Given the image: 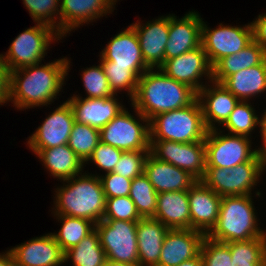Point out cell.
Segmentation results:
<instances>
[{
    "label": "cell",
    "mask_w": 266,
    "mask_h": 266,
    "mask_svg": "<svg viewBox=\"0 0 266 266\" xmlns=\"http://www.w3.org/2000/svg\"><path fill=\"white\" fill-rule=\"evenodd\" d=\"M70 63L63 57L10 71L9 102L21 111L52 104L66 84Z\"/></svg>",
    "instance_id": "cell-1"
},
{
    "label": "cell",
    "mask_w": 266,
    "mask_h": 266,
    "mask_svg": "<svg viewBox=\"0 0 266 266\" xmlns=\"http://www.w3.org/2000/svg\"><path fill=\"white\" fill-rule=\"evenodd\" d=\"M196 99L197 92L193 88L155 68L146 70L139 77L130 106L150 120L158 114L187 107Z\"/></svg>",
    "instance_id": "cell-2"
},
{
    "label": "cell",
    "mask_w": 266,
    "mask_h": 266,
    "mask_svg": "<svg viewBox=\"0 0 266 266\" xmlns=\"http://www.w3.org/2000/svg\"><path fill=\"white\" fill-rule=\"evenodd\" d=\"M61 182L63 185L54 190L53 215L84 218L95 225L103 220L106 197L98 175L85 171Z\"/></svg>",
    "instance_id": "cell-3"
},
{
    "label": "cell",
    "mask_w": 266,
    "mask_h": 266,
    "mask_svg": "<svg viewBox=\"0 0 266 266\" xmlns=\"http://www.w3.org/2000/svg\"><path fill=\"white\" fill-rule=\"evenodd\" d=\"M261 195L223 196L216 225L207 235L211 240L228 243L266 238L258 225L253 197Z\"/></svg>",
    "instance_id": "cell-4"
},
{
    "label": "cell",
    "mask_w": 266,
    "mask_h": 266,
    "mask_svg": "<svg viewBox=\"0 0 266 266\" xmlns=\"http://www.w3.org/2000/svg\"><path fill=\"white\" fill-rule=\"evenodd\" d=\"M150 140L180 143L204 141L208 132L198 99L187 107L156 115L149 120Z\"/></svg>",
    "instance_id": "cell-5"
},
{
    "label": "cell",
    "mask_w": 266,
    "mask_h": 266,
    "mask_svg": "<svg viewBox=\"0 0 266 266\" xmlns=\"http://www.w3.org/2000/svg\"><path fill=\"white\" fill-rule=\"evenodd\" d=\"M261 177V155L257 153L250 161L232 168L206 167L201 181L221 197L253 195V193L261 195L259 190L254 192Z\"/></svg>",
    "instance_id": "cell-6"
},
{
    "label": "cell",
    "mask_w": 266,
    "mask_h": 266,
    "mask_svg": "<svg viewBox=\"0 0 266 266\" xmlns=\"http://www.w3.org/2000/svg\"><path fill=\"white\" fill-rule=\"evenodd\" d=\"M62 38L50 25L36 22L12 41L9 50L3 55L6 66L13 71L41 63L51 43Z\"/></svg>",
    "instance_id": "cell-7"
},
{
    "label": "cell",
    "mask_w": 266,
    "mask_h": 266,
    "mask_svg": "<svg viewBox=\"0 0 266 266\" xmlns=\"http://www.w3.org/2000/svg\"><path fill=\"white\" fill-rule=\"evenodd\" d=\"M133 109L135 116L125 107L100 130L102 143L124 152L150 151L149 120L136 108L133 107Z\"/></svg>",
    "instance_id": "cell-8"
},
{
    "label": "cell",
    "mask_w": 266,
    "mask_h": 266,
    "mask_svg": "<svg viewBox=\"0 0 266 266\" xmlns=\"http://www.w3.org/2000/svg\"><path fill=\"white\" fill-rule=\"evenodd\" d=\"M251 141L250 137L228 134L220 128L208 130L204 140L206 167L232 168L250 161L258 153Z\"/></svg>",
    "instance_id": "cell-9"
},
{
    "label": "cell",
    "mask_w": 266,
    "mask_h": 266,
    "mask_svg": "<svg viewBox=\"0 0 266 266\" xmlns=\"http://www.w3.org/2000/svg\"><path fill=\"white\" fill-rule=\"evenodd\" d=\"M137 223L125 220H101L95 225L107 260L139 265Z\"/></svg>",
    "instance_id": "cell-10"
},
{
    "label": "cell",
    "mask_w": 266,
    "mask_h": 266,
    "mask_svg": "<svg viewBox=\"0 0 266 266\" xmlns=\"http://www.w3.org/2000/svg\"><path fill=\"white\" fill-rule=\"evenodd\" d=\"M206 23L202 20L201 46L204 48L212 67L220 59L238 53L253 40L251 22L243 26L219 23L213 29Z\"/></svg>",
    "instance_id": "cell-11"
},
{
    "label": "cell",
    "mask_w": 266,
    "mask_h": 266,
    "mask_svg": "<svg viewBox=\"0 0 266 266\" xmlns=\"http://www.w3.org/2000/svg\"><path fill=\"white\" fill-rule=\"evenodd\" d=\"M150 154L157 160L171 163L201 181L206 172L205 142L180 143L150 140Z\"/></svg>",
    "instance_id": "cell-12"
},
{
    "label": "cell",
    "mask_w": 266,
    "mask_h": 266,
    "mask_svg": "<svg viewBox=\"0 0 266 266\" xmlns=\"http://www.w3.org/2000/svg\"><path fill=\"white\" fill-rule=\"evenodd\" d=\"M159 69L170 78L189 85L197 93L208 82L212 81V66L201 45L198 48L166 60ZM203 76L208 82L202 81L206 80L203 79Z\"/></svg>",
    "instance_id": "cell-13"
},
{
    "label": "cell",
    "mask_w": 266,
    "mask_h": 266,
    "mask_svg": "<svg viewBox=\"0 0 266 266\" xmlns=\"http://www.w3.org/2000/svg\"><path fill=\"white\" fill-rule=\"evenodd\" d=\"M27 139L28 148L36 154L40 149L68 144L74 123V113L69 102L64 101Z\"/></svg>",
    "instance_id": "cell-14"
},
{
    "label": "cell",
    "mask_w": 266,
    "mask_h": 266,
    "mask_svg": "<svg viewBox=\"0 0 266 266\" xmlns=\"http://www.w3.org/2000/svg\"><path fill=\"white\" fill-rule=\"evenodd\" d=\"M99 57L102 66L130 67L139 76L150 69L143 60L138 36L131 25L115 34Z\"/></svg>",
    "instance_id": "cell-15"
},
{
    "label": "cell",
    "mask_w": 266,
    "mask_h": 266,
    "mask_svg": "<svg viewBox=\"0 0 266 266\" xmlns=\"http://www.w3.org/2000/svg\"><path fill=\"white\" fill-rule=\"evenodd\" d=\"M139 39L145 64L150 69L160 68L165 62V47L169 38V14L153 21L142 23L137 20L130 24Z\"/></svg>",
    "instance_id": "cell-16"
},
{
    "label": "cell",
    "mask_w": 266,
    "mask_h": 266,
    "mask_svg": "<svg viewBox=\"0 0 266 266\" xmlns=\"http://www.w3.org/2000/svg\"><path fill=\"white\" fill-rule=\"evenodd\" d=\"M118 0H60V35L110 15ZM90 22V23H89Z\"/></svg>",
    "instance_id": "cell-17"
},
{
    "label": "cell",
    "mask_w": 266,
    "mask_h": 266,
    "mask_svg": "<svg viewBox=\"0 0 266 266\" xmlns=\"http://www.w3.org/2000/svg\"><path fill=\"white\" fill-rule=\"evenodd\" d=\"M202 18L189 11L182 18L169 14V38L165 47V61L201 45Z\"/></svg>",
    "instance_id": "cell-18"
},
{
    "label": "cell",
    "mask_w": 266,
    "mask_h": 266,
    "mask_svg": "<svg viewBox=\"0 0 266 266\" xmlns=\"http://www.w3.org/2000/svg\"><path fill=\"white\" fill-rule=\"evenodd\" d=\"M191 229L206 236L217 223L222 197L197 181L188 191Z\"/></svg>",
    "instance_id": "cell-19"
},
{
    "label": "cell",
    "mask_w": 266,
    "mask_h": 266,
    "mask_svg": "<svg viewBox=\"0 0 266 266\" xmlns=\"http://www.w3.org/2000/svg\"><path fill=\"white\" fill-rule=\"evenodd\" d=\"M206 237L193 229H169L166 233L157 266H178L200 254Z\"/></svg>",
    "instance_id": "cell-20"
},
{
    "label": "cell",
    "mask_w": 266,
    "mask_h": 266,
    "mask_svg": "<svg viewBox=\"0 0 266 266\" xmlns=\"http://www.w3.org/2000/svg\"><path fill=\"white\" fill-rule=\"evenodd\" d=\"M21 266H61L64 252L52 233L34 237L9 249Z\"/></svg>",
    "instance_id": "cell-21"
},
{
    "label": "cell",
    "mask_w": 266,
    "mask_h": 266,
    "mask_svg": "<svg viewBox=\"0 0 266 266\" xmlns=\"http://www.w3.org/2000/svg\"><path fill=\"white\" fill-rule=\"evenodd\" d=\"M116 96L118 97L114 95L110 98L92 99L83 98L78 93V95L73 94L67 101L76 122L101 130L125 108Z\"/></svg>",
    "instance_id": "cell-22"
},
{
    "label": "cell",
    "mask_w": 266,
    "mask_h": 266,
    "mask_svg": "<svg viewBox=\"0 0 266 266\" xmlns=\"http://www.w3.org/2000/svg\"><path fill=\"white\" fill-rule=\"evenodd\" d=\"M197 99L208 130L219 129L240 101L226 87L215 81H210V85L208 82L197 93Z\"/></svg>",
    "instance_id": "cell-23"
},
{
    "label": "cell",
    "mask_w": 266,
    "mask_h": 266,
    "mask_svg": "<svg viewBox=\"0 0 266 266\" xmlns=\"http://www.w3.org/2000/svg\"><path fill=\"white\" fill-rule=\"evenodd\" d=\"M144 175L156 192L189 191L197 180L171 163L157 160L150 153L145 161Z\"/></svg>",
    "instance_id": "cell-24"
},
{
    "label": "cell",
    "mask_w": 266,
    "mask_h": 266,
    "mask_svg": "<svg viewBox=\"0 0 266 266\" xmlns=\"http://www.w3.org/2000/svg\"><path fill=\"white\" fill-rule=\"evenodd\" d=\"M154 219L169 229H191L188 191L159 193Z\"/></svg>",
    "instance_id": "cell-25"
},
{
    "label": "cell",
    "mask_w": 266,
    "mask_h": 266,
    "mask_svg": "<svg viewBox=\"0 0 266 266\" xmlns=\"http://www.w3.org/2000/svg\"><path fill=\"white\" fill-rule=\"evenodd\" d=\"M169 228L154 218H141L137 223L139 266H157L163 240Z\"/></svg>",
    "instance_id": "cell-26"
},
{
    "label": "cell",
    "mask_w": 266,
    "mask_h": 266,
    "mask_svg": "<svg viewBox=\"0 0 266 266\" xmlns=\"http://www.w3.org/2000/svg\"><path fill=\"white\" fill-rule=\"evenodd\" d=\"M35 155L49 174L60 181L82 174L85 167L68 144L40 149Z\"/></svg>",
    "instance_id": "cell-27"
},
{
    "label": "cell",
    "mask_w": 266,
    "mask_h": 266,
    "mask_svg": "<svg viewBox=\"0 0 266 266\" xmlns=\"http://www.w3.org/2000/svg\"><path fill=\"white\" fill-rule=\"evenodd\" d=\"M240 101H250L266 92V60L256 66L236 72L222 83Z\"/></svg>",
    "instance_id": "cell-28"
},
{
    "label": "cell",
    "mask_w": 266,
    "mask_h": 266,
    "mask_svg": "<svg viewBox=\"0 0 266 266\" xmlns=\"http://www.w3.org/2000/svg\"><path fill=\"white\" fill-rule=\"evenodd\" d=\"M266 60V51L254 40L236 54L220 59L212 67V81L222 83L230 75L259 65Z\"/></svg>",
    "instance_id": "cell-29"
},
{
    "label": "cell",
    "mask_w": 266,
    "mask_h": 266,
    "mask_svg": "<svg viewBox=\"0 0 266 266\" xmlns=\"http://www.w3.org/2000/svg\"><path fill=\"white\" fill-rule=\"evenodd\" d=\"M71 260L72 266H103L106 253L100 245L99 235L94 229L78 245L64 252V262Z\"/></svg>",
    "instance_id": "cell-30"
},
{
    "label": "cell",
    "mask_w": 266,
    "mask_h": 266,
    "mask_svg": "<svg viewBox=\"0 0 266 266\" xmlns=\"http://www.w3.org/2000/svg\"><path fill=\"white\" fill-rule=\"evenodd\" d=\"M54 217L62 223L58 233L52 234L63 252L78 245L95 229V224L84 218L66 215H54Z\"/></svg>",
    "instance_id": "cell-31"
},
{
    "label": "cell",
    "mask_w": 266,
    "mask_h": 266,
    "mask_svg": "<svg viewBox=\"0 0 266 266\" xmlns=\"http://www.w3.org/2000/svg\"><path fill=\"white\" fill-rule=\"evenodd\" d=\"M232 266H266V238L228 242Z\"/></svg>",
    "instance_id": "cell-32"
},
{
    "label": "cell",
    "mask_w": 266,
    "mask_h": 266,
    "mask_svg": "<svg viewBox=\"0 0 266 266\" xmlns=\"http://www.w3.org/2000/svg\"><path fill=\"white\" fill-rule=\"evenodd\" d=\"M250 101H239L221 126L228 134L252 137V132L260 126V118Z\"/></svg>",
    "instance_id": "cell-33"
},
{
    "label": "cell",
    "mask_w": 266,
    "mask_h": 266,
    "mask_svg": "<svg viewBox=\"0 0 266 266\" xmlns=\"http://www.w3.org/2000/svg\"><path fill=\"white\" fill-rule=\"evenodd\" d=\"M157 195L158 193L144 174L132 179L129 197L141 218H154Z\"/></svg>",
    "instance_id": "cell-34"
},
{
    "label": "cell",
    "mask_w": 266,
    "mask_h": 266,
    "mask_svg": "<svg viewBox=\"0 0 266 266\" xmlns=\"http://www.w3.org/2000/svg\"><path fill=\"white\" fill-rule=\"evenodd\" d=\"M100 142V130L75 122L69 137V148L85 163Z\"/></svg>",
    "instance_id": "cell-35"
},
{
    "label": "cell",
    "mask_w": 266,
    "mask_h": 266,
    "mask_svg": "<svg viewBox=\"0 0 266 266\" xmlns=\"http://www.w3.org/2000/svg\"><path fill=\"white\" fill-rule=\"evenodd\" d=\"M22 1L34 23L50 25L60 34V0Z\"/></svg>",
    "instance_id": "cell-36"
},
{
    "label": "cell",
    "mask_w": 266,
    "mask_h": 266,
    "mask_svg": "<svg viewBox=\"0 0 266 266\" xmlns=\"http://www.w3.org/2000/svg\"><path fill=\"white\" fill-rule=\"evenodd\" d=\"M112 92L117 95L120 92L127 91L131 101L136 93L139 75L130 67L121 66H102Z\"/></svg>",
    "instance_id": "cell-37"
},
{
    "label": "cell",
    "mask_w": 266,
    "mask_h": 266,
    "mask_svg": "<svg viewBox=\"0 0 266 266\" xmlns=\"http://www.w3.org/2000/svg\"><path fill=\"white\" fill-rule=\"evenodd\" d=\"M99 63L97 66L84 68L81 73V80L87 94L84 98H110L115 95L110 88L101 62Z\"/></svg>",
    "instance_id": "cell-38"
},
{
    "label": "cell",
    "mask_w": 266,
    "mask_h": 266,
    "mask_svg": "<svg viewBox=\"0 0 266 266\" xmlns=\"http://www.w3.org/2000/svg\"><path fill=\"white\" fill-rule=\"evenodd\" d=\"M141 219L129 196L106 198L103 220H125L138 222Z\"/></svg>",
    "instance_id": "cell-39"
},
{
    "label": "cell",
    "mask_w": 266,
    "mask_h": 266,
    "mask_svg": "<svg viewBox=\"0 0 266 266\" xmlns=\"http://www.w3.org/2000/svg\"><path fill=\"white\" fill-rule=\"evenodd\" d=\"M200 255L204 266H232L229 245L211 240L207 236L203 240Z\"/></svg>",
    "instance_id": "cell-40"
},
{
    "label": "cell",
    "mask_w": 266,
    "mask_h": 266,
    "mask_svg": "<svg viewBox=\"0 0 266 266\" xmlns=\"http://www.w3.org/2000/svg\"><path fill=\"white\" fill-rule=\"evenodd\" d=\"M150 151H127L123 152L112 172L134 179L144 174L146 158Z\"/></svg>",
    "instance_id": "cell-41"
},
{
    "label": "cell",
    "mask_w": 266,
    "mask_h": 266,
    "mask_svg": "<svg viewBox=\"0 0 266 266\" xmlns=\"http://www.w3.org/2000/svg\"><path fill=\"white\" fill-rule=\"evenodd\" d=\"M123 152L124 151L116 147L104 144L100 141L84 165L92 162L99 170L101 169L105 171V173L112 172Z\"/></svg>",
    "instance_id": "cell-42"
},
{
    "label": "cell",
    "mask_w": 266,
    "mask_h": 266,
    "mask_svg": "<svg viewBox=\"0 0 266 266\" xmlns=\"http://www.w3.org/2000/svg\"><path fill=\"white\" fill-rule=\"evenodd\" d=\"M92 175H98L100 177L106 198L129 196L132 182L131 179L122 177L114 172L104 173V175L97 173Z\"/></svg>",
    "instance_id": "cell-43"
},
{
    "label": "cell",
    "mask_w": 266,
    "mask_h": 266,
    "mask_svg": "<svg viewBox=\"0 0 266 266\" xmlns=\"http://www.w3.org/2000/svg\"><path fill=\"white\" fill-rule=\"evenodd\" d=\"M10 70L6 66L3 54H0V105L9 103Z\"/></svg>",
    "instance_id": "cell-44"
},
{
    "label": "cell",
    "mask_w": 266,
    "mask_h": 266,
    "mask_svg": "<svg viewBox=\"0 0 266 266\" xmlns=\"http://www.w3.org/2000/svg\"><path fill=\"white\" fill-rule=\"evenodd\" d=\"M251 24L253 40L266 51V13L259 14Z\"/></svg>",
    "instance_id": "cell-45"
},
{
    "label": "cell",
    "mask_w": 266,
    "mask_h": 266,
    "mask_svg": "<svg viewBox=\"0 0 266 266\" xmlns=\"http://www.w3.org/2000/svg\"><path fill=\"white\" fill-rule=\"evenodd\" d=\"M263 112L264 113H262L260 117V126H259L260 129L259 133L262 141L260 147L257 148L259 154L266 152V108Z\"/></svg>",
    "instance_id": "cell-46"
},
{
    "label": "cell",
    "mask_w": 266,
    "mask_h": 266,
    "mask_svg": "<svg viewBox=\"0 0 266 266\" xmlns=\"http://www.w3.org/2000/svg\"><path fill=\"white\" fill-rule=\"evenodd\" d=\"M178 266H204V263L201 255L199 254L197 257H194L187 261H183Z\"/></svg>",
    "instance_id": "cell-47"
},
{
    "label": "cell",
    "mask_w": 266,
    "mask_h": 266,
    "mask_svg": "<svg viewBox=\"0 0 266 266\" xmlns=\"http://www.w3.org/2000/svg\"><path fill=\"white\" fill-rule=\"evenodd\" d=\"M13 259L10 250L0 253V266H7Z\"/></svg>",
    "instance_id": "cell-48"
},
{
    "label": "cell",
    "mask_w": 266,
    "mask_h": 266,
    "mask_svg": "<svg viewBox=\"0 0 266 266\" xmlns=\"http://www.w3.org/2000/svg\"><path fill=\"white\" fill-rule=\"evenodd\" d=\"M103 266H139V265H133V264L123 263V262L106 260V262L103 264Z\"/></svg>",
    "instance_id": "cell-49"
},
{
    "label": "cell",
    "mask_w": 266,
    "mask_h": 266,
    "mask_svg": "<svg viewBox=\"0 0 266 266\" xmlns=\"http://www.w3.org/2000/svg\"><path fill=\"white\" fill-rule=\"evenodd\" d=\"M261 155V174L264 175V171H266V152L260 154Z\"/></svg>",
    "instance_id": "cell-50"
},
{
    "label": "cell",
    "mask_w": 266,
    "mask_h": 266,
    "mask_svg": "<svg viewBox=\"0 0 266 266\" xmlns=\"http://www.w3.org/2000/svg\"><path fill=\"white\" fill-rule=\"evenodd\" d=\"M7 266H21L14 259Z\"/></svg>",
    "instance_id": "cell-51"
}]
</instances>
